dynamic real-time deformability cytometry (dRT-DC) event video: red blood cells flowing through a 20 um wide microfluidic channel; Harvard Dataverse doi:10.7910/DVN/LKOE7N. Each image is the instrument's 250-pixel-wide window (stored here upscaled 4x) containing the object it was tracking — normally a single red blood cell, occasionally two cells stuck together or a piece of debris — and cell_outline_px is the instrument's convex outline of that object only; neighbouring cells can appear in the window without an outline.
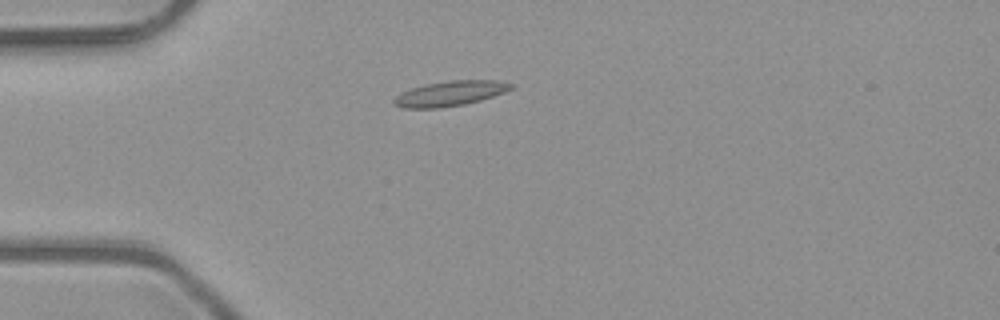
{"species": "common noctule bat (a hibernating species)", "species_latin": "Nyctalus noctula", "temperature_condition": "room temperature", "stored_images_in_passage": 1, "camera_frame_rate_fps": 3000, "um_per_image_px": 0.085, "animal": {"sex": "male", "body_mass_g": 23.1, "forearm_length_mm": 52.7}, "frame": {"image": 1, "passage_image": 1, "time_ms": 0.0, "image_size_px": [1000, 320], "cell_outline_px": [[516, 84], [512, 88], [504, 92], [480, 100], [464, 104], [440, 108], [404, 108], [392, 104], [392, 100], [396, 96], [412, 88], [424, 84], [452, 80], [496, 80]], "centroid_in_image_um": [38.26, 7.94], "position_along_channel_um": 46.7, "area_um2": 16.99}}